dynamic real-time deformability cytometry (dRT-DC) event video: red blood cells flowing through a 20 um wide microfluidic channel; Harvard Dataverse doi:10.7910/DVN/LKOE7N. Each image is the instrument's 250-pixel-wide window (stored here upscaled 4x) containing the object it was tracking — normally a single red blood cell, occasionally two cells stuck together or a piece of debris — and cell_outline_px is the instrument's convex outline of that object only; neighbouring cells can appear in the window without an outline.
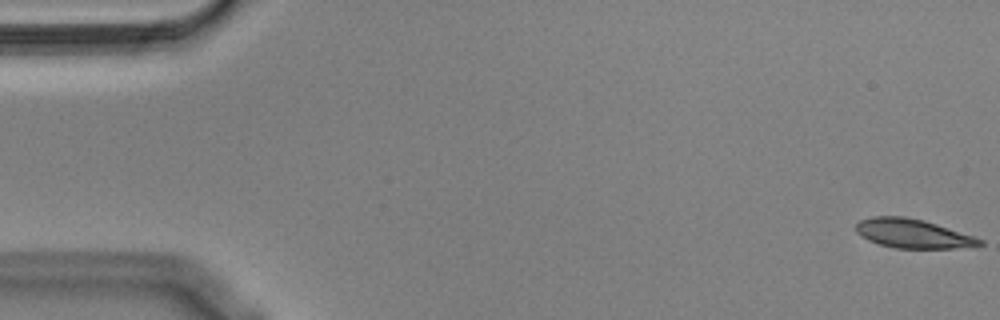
{"species": "Egyptian fruit bat (a non-hibernating species)", "species_latin": "Rousettus aegyptiacus", "temperature_condition": "cold", "stored_images_in_passage": 56, "camera_frame_rate_fps": 3000, "um_per_image_px": 0.085, "animal": {"sex": "male"}, "frame": {"image": 1, "passage_image": 1, "time_ms": 0.0, "image_size_px": [1000, 320], "cell_outline_px": [[984, 244], [952, 248], [896, 248], [880, 244], [868, 240], [856, 232], [856, 224], [860, 220], [872, 216], [904, 216], [924, 220], [984, 240]], "centroid_in_image_um": [77.54, 19.84], "position_along_channel_um": 7.5, "area_um2": 20.63}}
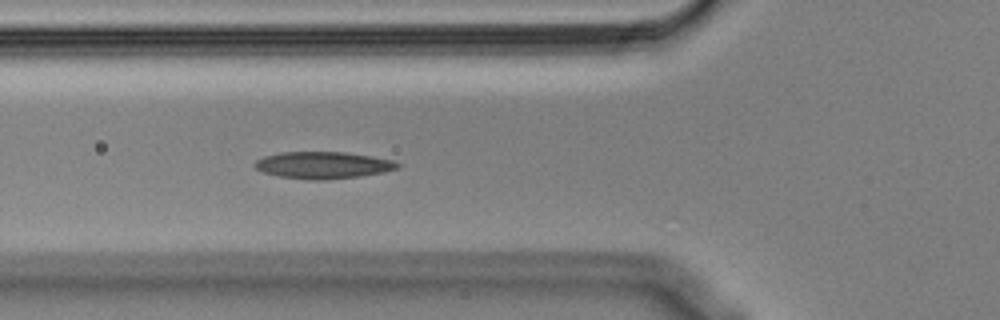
{"frame": {"image": 2, "passage_image": 20, "time_ms": 6.333, "image_size_px": [1000, 320], "cell_outline_px": [[400, 168], [384, 172], [360, 176], [324, 180], [312, 180], [280, 176], [264, 172], [256, 168], [252, 164], [256, 160], [264, 156], [280, 152], [344, 152], [372, 156], [392, 160], [400, 164]], "centroid_in_image_um": [27.47, 14.03], "position_along_channel_um": 98.3, "area_um2": 22.37}}
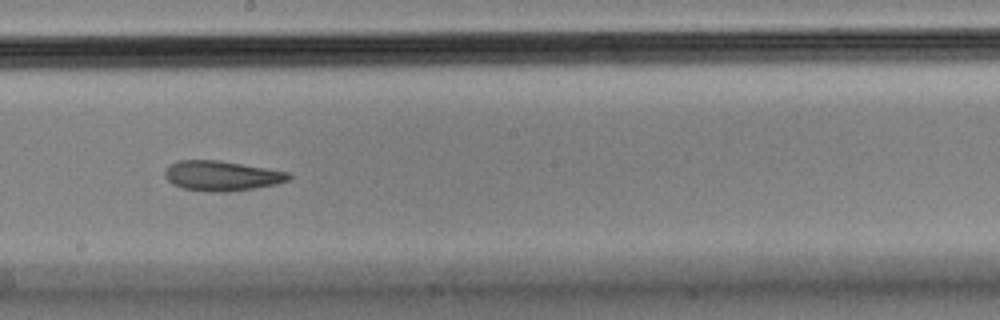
{"frame": {"image": 3, "passage_image": 31, "time_ms": 10.0, "image_size_px": [1000, 320], "cell_outline_px": [[292, 176], [288, 180], [276, 184], [228, 192], [208, 192], [184, 188], [172, 184], [164, 176], [164, 172], [168, 164], [180, 160], [220, 160], [288, 172]], "centroid_in_image_um": [18.8, 14.94], "position_along_channel_um": 229.4, "area_um2": 21.62}, "authors_computed_cell_mechanics": {"area_um2": 21.8484, "velocity_mm_per_s": 3.5586, "shape_relaxation_time_tau1_ms": null, "shape_relaxation_time_tau2_ms": 3.6192, "deformation_change_tau1": null, "deformation_change_tau2": 0.1137}}